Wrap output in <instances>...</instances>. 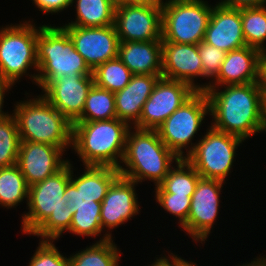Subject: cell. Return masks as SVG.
Wrapping results in <instances>:
<instances>
[{
  "label": "cell",
  "mask_w": 266,
  "mask_h": 266,
  "mask_svg": "<svg viewBox=\"0 0 266 266\" xmlns=\"http://www.w3.org/2000/svg\"><path fill=\"white\" fill-rule=\"evenodd\" d=\"M172 167L164 180L155 187V193H175L180 196H192L199 178L195 168L186 160L179 159Z\"/></svg>",
  "instance_id": "obj_25"
},
{
  "label": "cell",
  "mask_w": 266,
  "mask_h": 266,
  "mask_svg": "<svg viewBox=\"0 0 266 266\" xmlns=\"http://www.w3.org/2000/svg\"><path fill=\"white\" fill-rule=\"evenodd\" d=\"M119 42L162 40V9L126 3L115 9Z\"/></svg>",
  "instance_id": "obj_12"
},
{
  "label": "cell",
  "mask_w": 266,
  "mask_h": 266,
  "mask_svg": "<svg viewBox=\"0 0 266 266\" xmlns=\"http://www.w3.org/2000/svg\"><path fill=\"white\" fill-rule=\"evenodd\" d=\"M168 256L169 257L166 256L159 257V259L156 258V261L153 262L151 266H179V256L177 257V254L173 255V253H170V255Z\"/></svg>",
  "instance_id": "obj_39"
},
{
  "label": "cell",
  "mask_w": 266,
  "mask_h": 266,
  "mask_svg": "<svg viewBox=\"0 0 266 266\" xmlns=\"http://www.w3.org/2000/svg\"><path fill=\"white\" fill-rule=\"evenodd\" d=\"M243 141L238 136L218 131L210 126L185 159L202 178L224 182L231 172L235 150Z\"/></svg>",
  "instance_id": "obj_10"
},
{
  "label": "cell",
  "mask_w": 266,
  "mask_h": 266,
  "mask_svg": "<svg viewBox=\"0 0 266 266\" xmlns=\"http://www.w3.org/2000/svg\"><path fill=\"white\" fill-rule=\"evenodd\" d=\"M218 4L231 8L257 7L266 5V0H222Z\"/></svg>",
  "instance_id": "obj_37"
},
{
  "label": "cell",
  "mask_w": 266,
  "mask_h": 266,
  "mask_svg": "<svg viewBox=\"0 0 266 266\" xmlns=\"http://www.w3.org/2000/svg\"><path fill=\"white\" fill-rule=\"evenodd\" d=\"M132 75L129 68L118 57L102 63L92 71L94 85L112 93L127 86Z\"/></svg>",
  "instance_id": "obj_30"
},
{
  "label": "cell",
  "mask_w": 266,
  "mask_h": 266,
  "mask_svg": "<svg viewBox=\"0 0 266 266\" xmlns=\"http://www.w3.org/2000/svg\"><path fill=\"white\" fill-rule=\"evenodd\" d=\"M203 41L225 52L246 46L242 29L241 8L215 4Z\"/></svg>",
  "instance_id": "obj_19"
},
{
  "label": "cell",
  "mask_w": 266,
  "mask_h": 266,
  "mask_svg": "<svg viewBox=\"0 0 266 266\" xmlns=\"http://www.w3.org/2000/svg\"><path fill=\"white\" fill-rule=\"evenodd\" d=\"M135 185L136 182L121 175L111 184L101 203L102 229H114L139 213Z\"/></svg>",
  "instance_id": "obj_18"
},
{
  "label": "cell",
  "mask_w": 266,
  "mask_h": 266,
  "mask_svg": "<svg viewBox=\"0 0 266 266\" xmlns=\"http://www.w3.org/2000/svg\"><path fill=\"white\" fill-rule=\"evenodd\" d=\"M64 150L53 145L20 141L16 165L28 186L44 181L61 170L69 161L62 159Z\"/></svg>",
  "instance_id": "obj_16"
},
{
  "label": "cell",
  "mask_w": 266,
  "mask_h": 266,
  "mask_svg": "<svg viewBox=\"0 0 266 266\" xmlns=\"http://www.w3.org/2000/svg\"><path fill=\"white\" fill-rule=\"evenodd\" d=\"M118 58L133 75L162 77V40L120 42Z\"/></svg>",
  "instance_id": "obj_22"
},
{
  "label": "cell",
  "mask_w": 266,
  "mask_h": 266,
  "mask_svg": "<svg viewBox=\"0 0 266 266\" xmlns=\"http://www.w3.org/2000/svg\"><path fill=\"white\" fill-rule=\"evenodd\" d=\"M117 118L114 93L93 85L86 97L81 116L75 122L102 121Z\"/></svg>",
  "instance_id": "obj_28"
},
{
  "label": "cell",
  "mask_w": 266,
  "mask_h": 266,
  "mask_svg": "<svg viewBox=\"0 0 266 266\" xmlns=\"http://www.w3.org/2000/svg\"><path fill=\"white\" fill-rule=\"evenodd\" d=\"M106 233L92 246L70 255L71 266H119L120 251L113 243L110 232Z\"/></svg>",
  "instance_id": "obj_24"
},
{
  "label": "cell",
  "mask_w": 266,
  "mask_h": 266,
  "mask_svg": "<svg viewBox=\"0 0 266 266\" xmlns=\"http://www.w3.org/2000/svg\"><path fill=\"white\" fill-rule=\"evenodd\" d=\"M29 186L25 177L15 164L6 168H0V205L14 208L23 199L28 202Z\"/></svg>",
  "instance_id": "obj_29"
},
{
  "label": "cell",
  "mask_w": 266,
  "mask_h": 266,
  "mask_svg": "<svg viewBox=\"0 0 266 266\" xmlns=\"http://www.w3.org/2000/svg\"><path fill=\"white\" fill-rule=\"evenodd\" d=\"M212 8L203 0H168L162 8V41L198 45Z\"/></svg>",
  "instance_id": "obj_8"
},
{
  "label": "cell",
  "mask_w": 266,
  "mask_h": 266,
  "mask_svg": "<svg viewBox=\"0 0 266 266\" xmlns=\"http://www.w3.org/2000/svg\"><path fill=\"white\" fill-rule=\"evenodd\" d=\"M73 214L72 222L68 232L79 236H99L102 225L100 220V202H66Z\"/></svg>",
  "instance_id": "obj_27"
},
{
  "label": "cell",
  "mask_w": 266,
  "mask_h": 266,
  "mask_svg": "<svg viewBox=\"0 0 266 266\" xmlns=\"http://www.w3.org/2000/svg\"><path fill=\"white\" fill-rule=\"evenodd\" d=\"M132 128L121 161L127 168L120 166L119 173L137 184L149 179L158 186L179 158L162 142L157 130L133 128L134 132Z\"/></svg>",
  "instance_id": "obj_4"
},
{
  "label": "cell",
  "mask_w": 266,
  "mask_h": 266,
  "mask_svg": "<svg viewBox=\"0 0 266 266\" xmlns=\"http://www.w3.org/2000/svg\"><path fill=\"white\" fill-rule=\"evenodd\" d=\"M155 197L158 204L162 206L165 211L179 218V226L183 227L186 224L192 196H180L175 193H156Z\"/></svg>",
  "instance_id": "obj_33"
},
{
  "label": "cell",
  "mask_w": 266,
  "mask_h": 266,
  "mask_svg": "<svg viewBox=\"0 0 266 266\" xmlns=\"http://www.w3.org/2000/svg\"><path fill=\"white\" fill-rule=\"evenodd\" d=\"M76 1V2H75ZM72 0L76 3V20L65 25L105 27L114 25L115 9L108 0Z\"/></svg>",
  "instance_id": "obj_26"
},
{
  "label": "cell",
  "mask_w": 266,
  "mask_h": 266,
  "mask_svg": "<svg viewBox=\"0 0 266 266\" xmlns=\"http://www.w3.org/2000/svg\"><path fill=\"white\" fill-rule=\"evenodd\" d=\"M20 137L14 115L0 121V168L13 166L17 162Z\"/></svg>",
  "instance_id": "obj_32"
},
{
  "label": "cell",
  "mask_w": 266,
  "mask_h": 266,
  "mask_svg": "<svg viewBox=\"0 0 266 266\" xmlns=\"http://www.w3.org/2000/svg\"><path fill=\"white\" fill-rule=\"evenodd\" d=\"M264 117L266 122V93L264 94Z\"/></svg>",
  "instance_id": "obj_46"
},
{
  "label": "cell",
  "mask_w": 266,
  "mask_h": 266,
  "mask_svg": "<svg viewBox=\"0 0 266 266\" xmlns=\"http://www.w3.org/2000/svg\"><path fill=\"white\" fill-rule=\"evenodd\" d=\"M66 202H100L102 203L104 197H85V196H66Z\"/></svg>",
  "instance_id": "obj_41"
},
{
  "label": "cell",
  "mask_w": 266,
  "mask_h": 266,
  "mask_svg": "<svg viewBox=\"0 0 266 266\" xmlns=\"http://www.w3.org/2000/svg\"><path fill=\"white\" fill-rule=\"evenodd\" d=\"M13 85L3 82L0 80V121L9 117L11 114H8V112L2 111L3 103H4V96L5 92H8L12 88Z\"/></svg>",
  "instance_id": "obj_40"
},
{
  "label": "cell",
  "mask_w": 266,
  "mask_h": 266,
  "mask_svg": "<svg viewBox=\"0 0 266 266\" xmlns=\"http://www.w3.org/2000/svg\"><path fill=\"white\" fill-rule=\"evenodd\" d=\"M195 92L187 83L160 77L133 128L156 130Z\"/></svg>",
  "instance_id": "obj_11"
},
{
  "label": "cell",
  "mask_w": 266,
  "mask_h": 266,
  "mask_svg": "<svg viewBox=\"0 0 266 266\" xmlns=\"http://www.w3.org/2000/svg\"><path fill=\"white\" fill-rule=\"evenodd\" d=\"M13 111L20 141L45 143L64 151L72 147V123L42 95L16 103Z\"/></svg>",
  "instance_id": "obj_5"
},
{
  "label": "cell",
  "mask_w": 266,
  "mask_h": 266,
  "mask_svg": "<svg viewBox=\"0 0 266 266\" xmlns=\"http://www.w3.org/2000/svg\"><path fill=\"white\" fill-rule=\"evenodd\" d=\"M241 266H266V258L264 257H257L255 260L251 261V263H245Z\"/></svg>",
  "instance_id": "obj_43"
},
{
  "label": "cell",
  "mask_w": 266,
  "mask_h": 266,
  "mask_svg": "<svg viewBox=\"0 0 266 266\" xmlns=\"http://www.w3.org/2000/svg\"><path fill=\"white\" fill-rule=\"evenodd\" d=\"M131 127L118 118L74 122L72 149L79 155L84 166L119 168L125 153L127 133Z\"/></svg>",
  "instance_id": "obj_3"
},
{
  "label": "cell",
  "mask_w": 266,
  "mask_h": 266,
  "mask_svg": "<svg viewBox=\"0 0 266 266\" xmlns=\"http://www.w3.org/2000/svg\"><path fill=\"white\" fill-rule=\"evenodd\" d=\"M70 163V182L66 196L105 197L111 184L120 176L118 168L110 166H85L79 177H74Z\"/></svg>",
  "instance_id": "obj_23"
},
{
  "label": "cell",
  "mask_w": 266,
  "mask_h": 266,
  "mask_svg": "<svg viewBox=\"0 0 266 266\" xmlns=\"http://www.w3.org/2000/svg\"><path fill=\"white\" fill-rule=\"evenodd\" d=\"M42 96L72 124L81 116L88 92L94 85L92 75L62 76L54 81H37Z\"/></svg>",
  "instance_id": "obj_13"
},
{
  "label": "cell",
  "mask_w": 266,
  "mask_h": 266,
  "mask_svg": "<svg viewBox=\"0 0 266 266\" xmlns=\"http://www.w3.org/2000/svg\"><path fill=\"white\" fill-rule=\"evenodd\" d=\"M257 83L262 93H266V50L262 51L258 61V80Z\"/></svg>",
  "instance_id": "obj_38"
},
{
  "label": "cell",
  "mask_w": 266,
  "mask_h": 266,
  "mask_svg": "<svg viewBox=\"0 0 266 266\" xmlns=\"http://www.w3.org/2000/svg\"><path fill=\"white\" fill-rule=\"evenodd\" d=\"M38 33L39 29L30 21L0 28L1 81L15 85L32 66L37 71Z\"/></svg>",
  "instance_id": "obj_7"
},
{
  "label": "cell",
  "mask_w": 266,
  "mask_h": 266,
  "mask_svg": "<svg viewBox=\"0 0 266 266\" xmlns=\"http://www.w3.org/2000/svg\"><path fill=\"white\" fill-rule=\"evenodd\" d=\"M241 21L246 45L265 51L266 6L241 8Z\"/></svg>",
  "instance_id": "obj_31"
},
{
  "label": "cell",
  "mask_w": 266,
  "mask_h": 266,
  "mask_svg": "<svg viewBox=\"0 0 266 266\" xmlns=\"http://www.w3.org/2000/svg\"><path fill=\"white\" fill-rule=\"evenodd\" d=\"M203 77L198 45L162 41V77L178 80L202 91L194 78Z\"/></svg>",
  "instance_id": "obj_17"
},
{
  "label": "cell",
  "mask_w": 266,
  "mask_h": 266,
  "mask_svg": "<svg viewBox=\"0 0 266 266\" xmlns=\"http://www.w3.org/2000/svg\"><path fill=\"white\" fill-rule=\"evenodd\" d=\"M224 90L208 88L211 127L232 134L243 140L257 132H266L264 94L257 82L243 85H227Z\"/></svg>",
  "instance_id": "obj_1"
},
{
  "label": "cell",
  "mask_w": 266,
  "mask_h": 266,
  "mask_svg": "<svg viewBox=\"0 0 266 266\" xmlns=\"http://www.w3.org/2000/svg\"><path fill=\"white\" fill-rule=\"evenodd\" d=\"M39 11L46 13H60L72 6V0H33ZM72 4V5H71Z\"/></svg>",
  "instance_id": "obj_36"
},
{
  "label": "cell",
  "mask_w": 266,
  "mask_h": 266,
  "mask_svg": "<svg viewBox=\"0 0 266 266\" xmlns=\"http://www.w3.org/2000/svg\"><path fill=\"white\" fill-rule=\"evenodd\" d=\"M198 52L202 61L203 77L215 78L220 70V67L226 57L227 52L209 45L204 41L198 44Z\"/></svg>",
  "instance_id": "obj_35"
},
{
  "label": "cell",
  "mask_w": 266,
  "mask_h": 266,
  "mask_svg": "<svg viewBox=\"0 0 266 266\" xmlns=\"http://www.w3.org/2000/svg\"><path fill=\"white\" fill-rule=\"evenodd\" d=\"M167 2L168 0H166L165 2L163 0H128V3L148 5V6L158 7L161 9L164 7V5Z\"/></svg>",
  "instance_id": "obj_42"
},
{
  "label": "cell",
  "mask_w": 266,
  "mask_h": 266,
  "mask_svg": "<svg viewBox=\"0 0 266 266\" xmlns=\"http://www.w3.org/2000/svg\"><path fill=\"white\" fill-rule=\"evenodd\" d=\"M260 53L258 49L247 45L227 52L218 75L213 79L215 82L202 84V91L208 88H218L219 85L222 87L257 82Z\"/></svg>",
  "instance_id": "obj_20"
},
{
  "label": "cell",
  "mask_w": 266,
  "mask_h": 266,
  "mask_svg": "<svg viewBox=\"0 0 266 266\" xmlns=\"http://www.w3.org/2000/svg\"><path fill=\"white\" fill-rule=\"evenodd\" d=\"M53 240H41L28 266H71L70 258L64 257Z\"/></svg>",
  "instance_id": "obj_34"
},
{
  "label": "cell",
  "mask_w": 266,
  "mask_h": 266,
  "mask_svg": "<svg viewBox=\"0 0 266 266\" xmlns=\"http://www.w3.org/2000/svg\"><path fill=\"white\" fill-rule=\"evenodd\" d=\"M114 7H118L128 3V0H108Z\"/></svg>",
  "instance_id": "obj_44"
},
{
  "label": "cell",
  "mask_w": 266,
  "mask_h": 266,
  "mask_svg": "<svg viewBox=\"0 0 266 266\" xmlns=\"http://www.w3.org/2000/svg\"><path fill=\"white\" fill-rule=\"evenodd\" d=\"M179 266H197L195 263L188 262L179 257Z\"/></svg>",
  "instance_id": "obj_45"
},
{
  "label": "cell",
  "mask_w": 266,
  "mask_h": 266,
  "mask_svg": "<svg viewBox=\"0 0 266 266\" xmlns=\"http://www.w3.org/2000/svg\"><path fill=\"white\" fill-rule=\"evenodd\" d=\"M38 28V69L36 74L29 75L35 84L37 81H54L64 75H92V70L62 26L42 25Z\"/></svg>",
  "instance_id": "obj_6"
},
{
  "label": "cell",
  "mask_w": 266,
  "mask_h": 266,
  "mask_svg": "<svg viewBox=\"0 0 266 266\" xmlns=\"http://www.w3.org/2000/svg\"><path fill=\"white\" fill-rule=\"evenodd\" d=\"M223 183L226 182L202 177L198 180L191 197L189 216L182 227L196 242H205L211 233L220 207L219 198Z\"/></svg>",
  "instance_id": "obj_14"
},
{
  "label": "cell",
  "mask_w": 266,
  "mask_h": 266,
  "mask_svg": "<svg viewBox=\"0 0 266 266\" xmlns=\"http://www.w3.org/2000/svg\"><path fill=\"white\" fill-rule=\"evenodd\" d=\"M89 68L118 57L119 38L114 25L105 27L62 26Z\"/></svg>",
  "instance_id": "obj_15"
},
{
  "label": "cell",
  "mask_w": 266,
  "mask_h": 266,
  "mask_svg": "<svg viewBox=\"0 0 266 266\" xmlns=\"http://www.w3.org/2000/svg\"><path fill=\"white\" fill-rule=\"evenodd\" d=\"M160 77V75H132L129 84L114 93L117 118L134 126L139 121L143 105Z\"/></svg>",
  "instance_id": "obj_21"
},
{
  "label": "cell",
  "mask_w": 266,
  "mask_h": 266,
  "mask_svg": "<svg viewBox=\"0 0 266 266\" xmlns=\"http://www.w3.org/2000/svg\"><path fill=\"white\" fill-rule=\"evenodd\" d=\"M208 113L209 101L205 91H196L156 130L162 142L179 159H185L195 148L196 143H192L194 134H197V131L200 130L202 121ZM183 148L185 150L189 149L185 156Z\"/></svg>",
  "instance_id": "obj_9"
},
{
  "label": "cell",
  "mask_w": 266,
  "mask_h": 266,
  "mask_svg": "<svg viewBox=\"0 0 266 266\" xmlns=\"http://www.w3.org/2000/svg\"><path fill=\"white\" fill-rule=\"evenodd\" d=\"M69 182L70 161L44 181L29 186V212L22 216L23 233L54 241L64 231H69L73 214L64 195Z\"/></svg>",
  "instance_id": "obj_2"
}]
</instances>
